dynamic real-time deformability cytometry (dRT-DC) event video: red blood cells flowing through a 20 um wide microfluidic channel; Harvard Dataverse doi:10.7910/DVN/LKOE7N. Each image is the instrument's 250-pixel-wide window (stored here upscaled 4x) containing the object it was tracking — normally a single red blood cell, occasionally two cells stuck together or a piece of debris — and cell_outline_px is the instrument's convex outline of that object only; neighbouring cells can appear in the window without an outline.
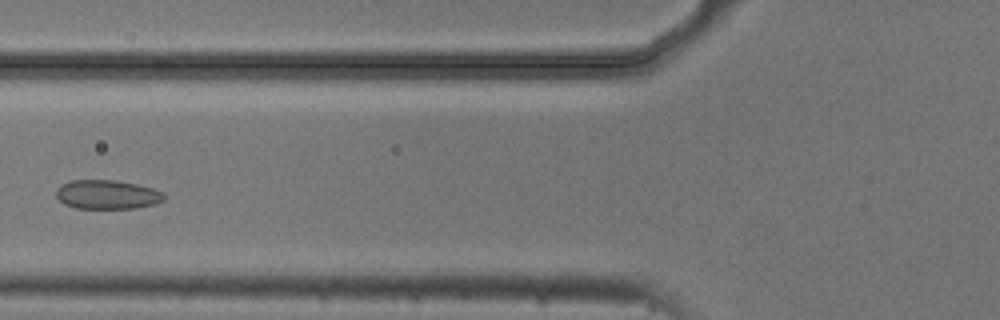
{"species": "common noctule bat (a hibernating species)", "species_latin": "Nyctalus noctula", "temperature_condition": "cold", "stored_images_in_passage": 4, "camera_frame_rate_fps": 3000, "um_per_image_px": 0.085, "animal": {"sex": "male", "body_mass_g": 20.5, "forearm_length_mm": 52.5}, "frame": {"image": 1, "passage_image": 4, "time_ms": 1.0, "image_size_px": [1000, 320], "cell_outline_px": [[164, 200], [156, 204], [136, 208], [76, 208], [64, 204], [56, 196], [56, 188], [72, 180], [116, 180], [136, 184], [152, 188], [164, 192]], "centroid_in_image_um": [9.13, 16.54], "position_along_channel_um": 116.7, "area_um2": 18.26}}